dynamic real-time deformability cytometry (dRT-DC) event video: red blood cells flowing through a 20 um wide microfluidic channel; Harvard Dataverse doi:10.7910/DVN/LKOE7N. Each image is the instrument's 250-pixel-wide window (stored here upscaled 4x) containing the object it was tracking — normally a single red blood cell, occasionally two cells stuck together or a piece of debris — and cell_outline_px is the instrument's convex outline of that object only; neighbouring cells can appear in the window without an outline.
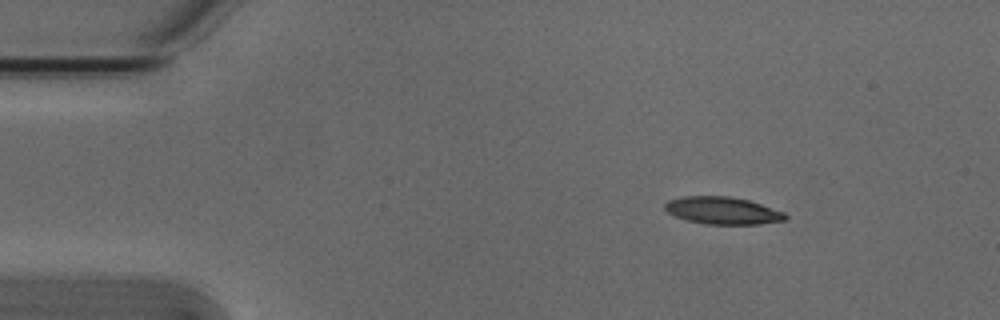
{"species": "Egyptian fruit bat (a non-hibernating species)", "species_latin": "Rousettus aegyptiacus", "temperature_condition": "cold", "stored_images_in_passage": 3, "camera_frame_rate_fps": 3000, "um_per_image_px": 0.085, "animal": {"sex": "male"}, "frame": {"image": 1, "passage_image": 1, "time_ms": 0.0, "image_size_px": [1000, 320], "cell_outline_px": [[788, 220], [760, 224], [704, 224], [688, 220], [676, 216], [668, 212], [664, 208], [664, 204], [668, 200], [680, 196], [728, 196], [748, 200], [784, 212], [788, 216]], "centroid_in_image_um": [61.43, 17.9], "position_along_channel_um": 23.6, "area_um2": 19.19}}
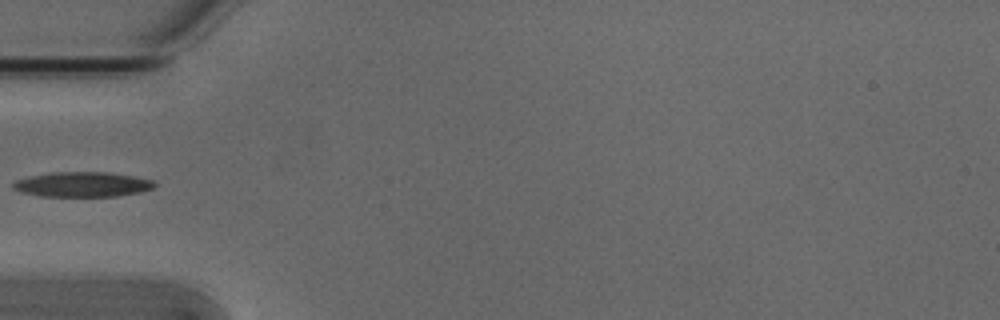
{"frame": {"image": 2, "passage_image": 3, "time_ms": 0.667, "image_size_px": [1000, 320], "cell_outline_px": [[156, 184], [152, 188], [140, 192], [116, 196], [40, 196], [20, 192], [12, 188], [12, 184], [16, 180], [32, 176], [52, 172], [108, 172], [132, 176], [152, 180]], "centroid_in_image_um": [6.98, 15.67], "position_along_channel_um": 78.0, "area_um2": 20.4}}